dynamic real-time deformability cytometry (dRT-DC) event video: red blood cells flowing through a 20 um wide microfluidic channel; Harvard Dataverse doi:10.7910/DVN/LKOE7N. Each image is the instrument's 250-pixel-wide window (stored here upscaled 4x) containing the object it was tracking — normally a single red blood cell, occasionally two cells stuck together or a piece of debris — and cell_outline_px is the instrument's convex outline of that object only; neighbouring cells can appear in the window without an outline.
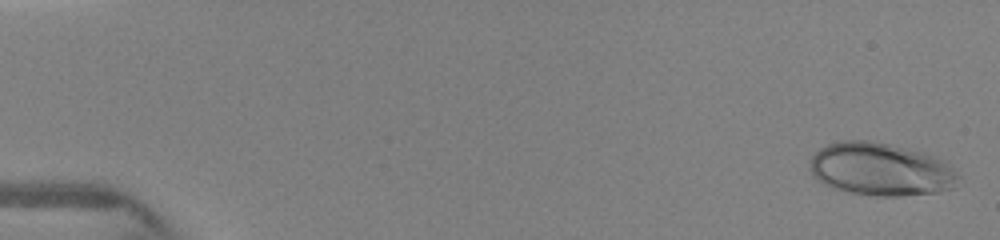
{"species": "human", "species_latin": "Homo sapiens", "temperature_condition": "warm", "stored_images_in_passage": 6, "camera_frame_rate_fps": 3000, "um_per_image_px": 0.085, "donor": {"sex": "female"}, "frame": {"image": 1, "passage_image": 1, "time_ms": 0.0, "image_size_px": [1000, 240], "cell_outline_px": [[960, 176], [956, 188], [936, 192], [900, 196], [876, 196], [852, 192], [832, 188], [824, 184], [808, 168], [812, 156], [820, 148], [828, 144], [840, 140], [868, 140], [888, 144], [920, 152], [932, 156], [956, 168]], "centroid_in_image_um": [74.88, 14.4], "position_along_channel_um": 10.1, "area_um2": 45.66}}
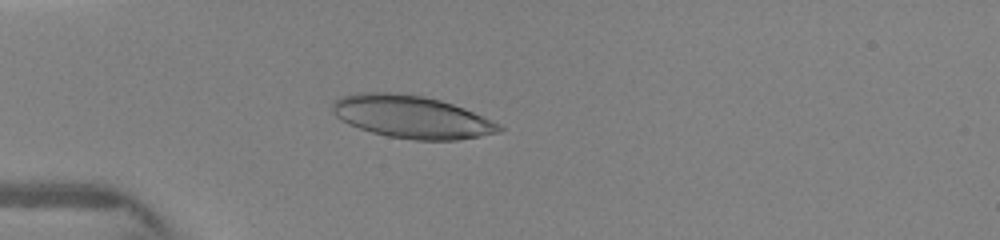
{"frame": {"image": 2, "passage_image": 6, "time_ms": 4.0, "image_size_px": [1000, 240], "cell_outline_px": [[504, 128], [500, 132], [480, 136], [456, 140], [416, 140], [388, 136], [372, 132], [348, 124], [340, 120], [332, 112], [332, 104], [340, 96], [356, 92], [388, 92], [420, 96], [440, 100], [464, 108], [500, 124]], "centroid_in_image_um": [34.96, 9.93], "position_along_channel_um": 50.0, "area_um2": 41.21}}